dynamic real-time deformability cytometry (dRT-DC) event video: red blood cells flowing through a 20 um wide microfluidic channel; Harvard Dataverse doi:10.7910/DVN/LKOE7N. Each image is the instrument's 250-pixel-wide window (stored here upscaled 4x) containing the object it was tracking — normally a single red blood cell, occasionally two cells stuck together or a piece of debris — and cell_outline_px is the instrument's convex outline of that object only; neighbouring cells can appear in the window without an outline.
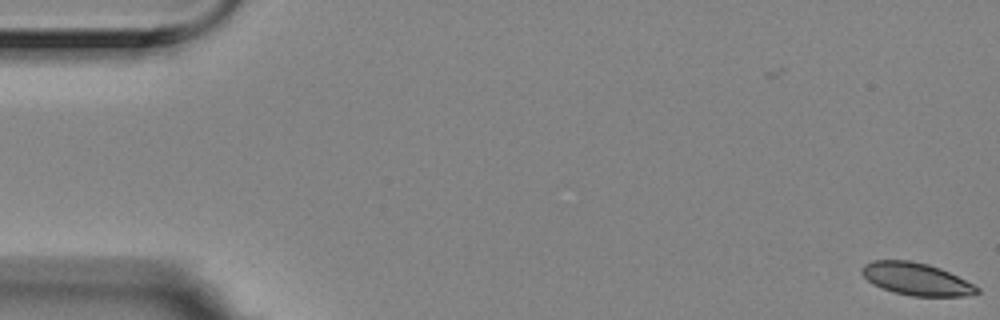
{"species": "Egyptian fruit bat (a non-hibernating species)", "species_latin": "Rousettus aegyptiacus", "temperature_condition": "room temperature", "stored_images_in_passage": 9, "camera_frame_rate_fps": 3000, "um_per_image_px": 0.085, "animal": {"sex": "female"}, "frame": {"image": 1, "passage_image": 1, "time_ms": 0.0, "image_size_px": [1000, 320], "cell_outline_px": [[980, 292], [968, 296], [912, 296], [896, 292], [872, 284], [860, 272], [860, 268], [864, 264], [872, 260], [908, 260], [928, 264], [940, 268], [980, 288]], "centroid_in_image_um": [77.86, 23.71], "position_along_channel_um": 7.1, "area_um2": 21.56}}
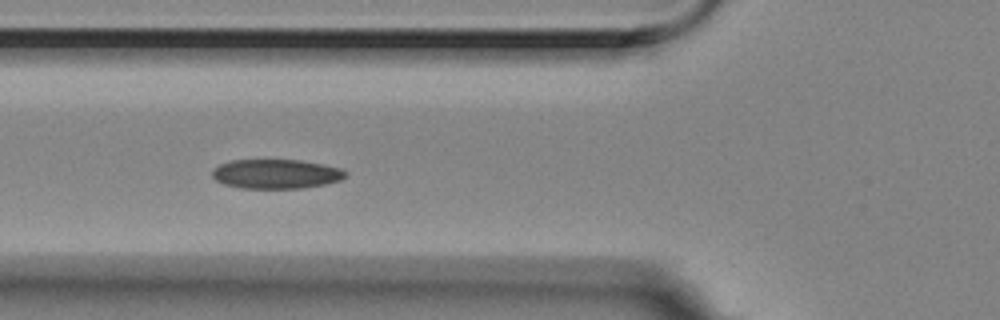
{"frame": {"image": 2, "passage_image": 7, "time_ms": 2.0, "image_size_px": [1000, 320], "cell_outline_px": [[348, 176], [340, 180], [324, 184], [304, 188], [240, 188], [224, 184], [216, 180], [212, 176], [212, 168], [228, 160], [300, 160], [324, 164], [340, 168], [348, 172]], "centroid_in_image_um": [23.47, 14.78], "position_along_channel_um": 102.3, "area_um2": 23.0}}
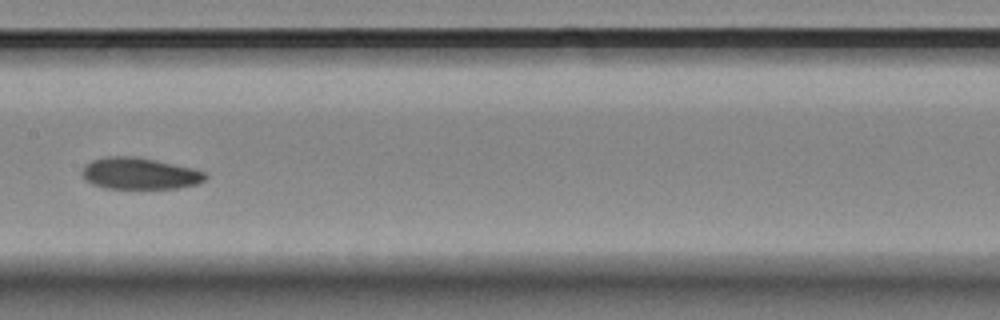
{"frame": {"image": 3, "passage_image": 9, "time_ms": 2.667, "image_size_px": [1000, 320], "cell_outline_px": [[208, 176], [204, 180], [196, 184], [176, 188], [104, 188], [92, 184], [80, 172], [84, 164], [92, 160], [104, 156], [136, 156], [156, 160], [192, 168], [204, 172]], "centroid_in_image_um": [11.83, 14.73], "position_along_channel_um": 195.6, "area_um2": 22.66}}